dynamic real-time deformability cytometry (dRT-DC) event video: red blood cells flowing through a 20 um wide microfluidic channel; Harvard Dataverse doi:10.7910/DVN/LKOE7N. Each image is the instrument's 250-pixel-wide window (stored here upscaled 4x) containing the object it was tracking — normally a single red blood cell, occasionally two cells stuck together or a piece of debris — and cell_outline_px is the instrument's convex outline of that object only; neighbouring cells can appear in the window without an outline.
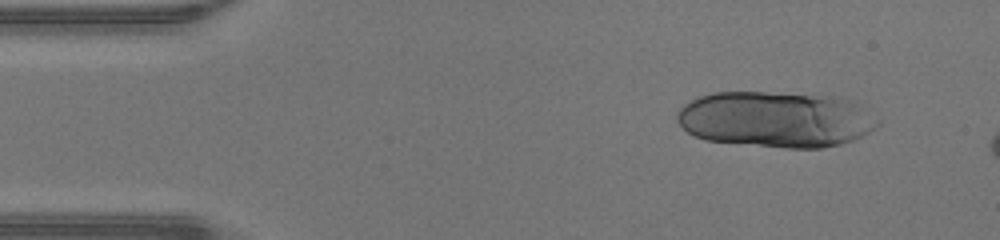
{"species": "human", "species_latin": "Homo sapiens", "temperature_condition": "warm", "stored_images_in_passage": 10, "camera_frame_rate_fps": 3000, "um_per_image_px": 0.085, "donor": {"sex": "male"}, "frame": {"image": 1, "passage_image": 4, "time_ms": 1.0, "image_size_px": [1000, 240], "cell_outline_px": [[880, 124], [868, 132], [852, 140], [840, 144], [820, 148], [784, 148], [704, 140], [688, 132], [676, 120], [676, 112], [684, 104], [700, 96], [712, 92], [764, 92], [824, 96], [848, 100], [880, 120]], "centroid_in_image_um": [65.87, 10.16], "position_along_channel_um": 19.1, "area_um2": 64.91}}